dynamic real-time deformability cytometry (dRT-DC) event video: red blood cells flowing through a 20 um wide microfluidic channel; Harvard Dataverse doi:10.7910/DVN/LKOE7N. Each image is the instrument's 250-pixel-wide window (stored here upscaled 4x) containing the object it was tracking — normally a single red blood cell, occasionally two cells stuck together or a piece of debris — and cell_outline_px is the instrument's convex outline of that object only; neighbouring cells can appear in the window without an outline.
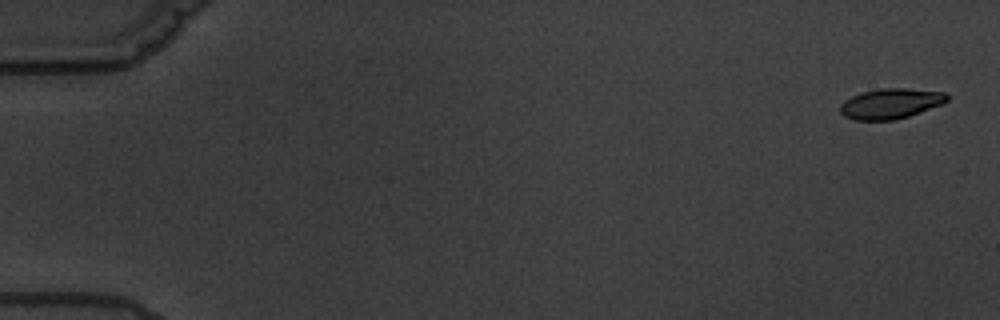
{"species": "common noctule bat (a hibernating species)", "species_latin": "Nyctalus noctula", "temperature_condition": "warm", "stored_images_in_passage": 5, "camera_frame_rate_fps": 3000, "um_per_image_px": 0.085, "animal": {"sex": "male", "body_mass_g": 19.5, "forearm_length_mm": 54.6}, "frame": {"image": 1, "passage_image": 1, "time_ms": 0.0, "image_size_px": [1000, 320], "cell_outline_px": [[948, 100], [944, 104], [896, 120], [856, 120], [844, 116], [840, 112], [840, 104], [844, 100], [852, 96], [864, 92], [884, 88], [904, 88], [944, 92], [948, 96]], "centroid_in_image_um": [75.71, 8.81], "position_along_channel_um": 9.3, "area_um2": 18.79}}
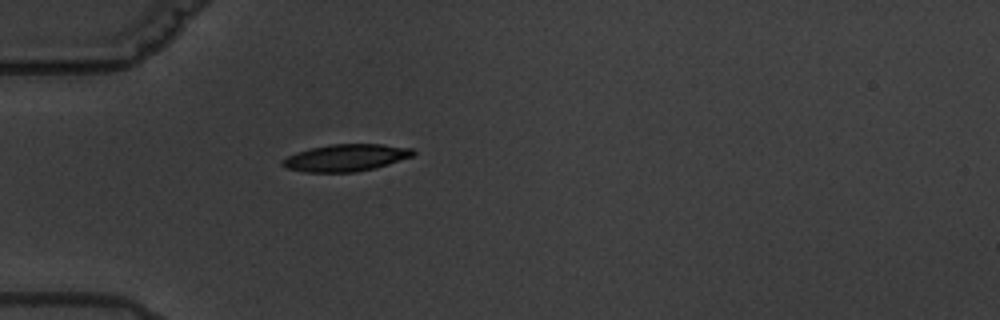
{"frame": {"image": 2, "passage_image": 5, "time_ms": 5.667, "image_size_px": [1000, 320], "cell_outline_px": [[416, 152], [412, 156], [376, 168], [356, 172], [304, 172], [284, 168], [280, 164], [280, 160], [296, 152], [312, 148], [332, 144], [384, 144], [412, 148]], "centroid_in_image_um": [29.37, 13.41], "position_along_channel_um": 55.6, "area_um2": 20.69}}